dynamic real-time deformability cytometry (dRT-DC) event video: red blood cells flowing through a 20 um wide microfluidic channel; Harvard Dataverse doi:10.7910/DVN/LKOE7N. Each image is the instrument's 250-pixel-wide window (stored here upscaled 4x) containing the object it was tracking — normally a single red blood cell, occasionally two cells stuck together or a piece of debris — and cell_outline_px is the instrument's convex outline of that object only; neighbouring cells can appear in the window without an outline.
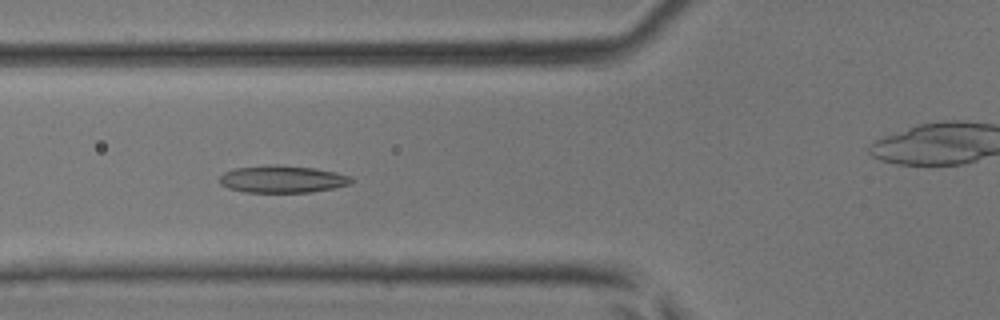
{"species": "common noctule bat (a hibernating species)", "species_latin": "Nyctalus noctula", "temperature_condition": "room temperature", "stored_images_in_passage": 46, "camera_frame_rate_fps": 3000, "um_per_image_px": 0.085, "animal": {"sex": "male", "body_mass_g": 17.9, "forearm_length_mm": 54.2}, "frame": {"image": 1, "passage_image": 17, "time_ms": 5.333, "image_size_px": [1000, 320], "cell_outline_px": [[356, 180], [352, 184], [332, 188], [308, 192], [244, 192], [228, 188], [220, 184], [220, 176], [224, 172], [236, 168], [268, 164], [276, 164], [312, 168], [336, 172], [352, 176]], "centroid_in_image_um": [24.02, 15.22], "position_along_channel_um": 101.8, "area_um2": 21.04}}
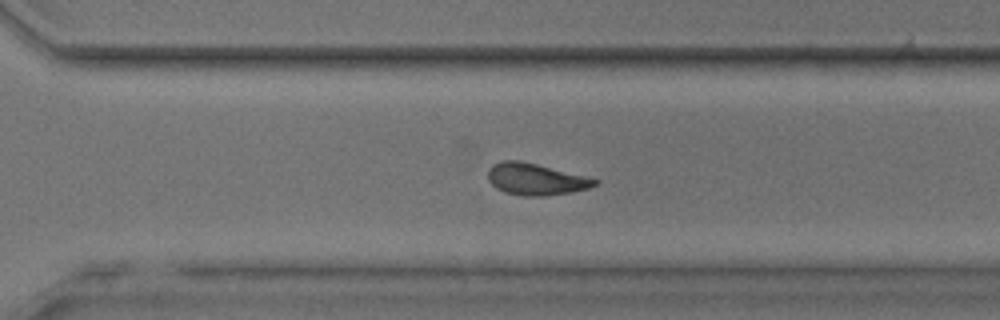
{"frame": {"image": 2, "passage_image": 32, "time_ms": 10.333, "image_size_px": [1000, 320], "cell_outline_px": [[600, 180], [596, 184], [588, 188], [572, 192], [544, 196], [524, 196], [504, 192], [496, 188], [488, 180], [488, 168], [492, 164], [500, 160], [520, 160]], "centroid_in_image_um": [45.48, 15.23], "position_along_channel_um": 325.1, "area_um2": 19.65}}
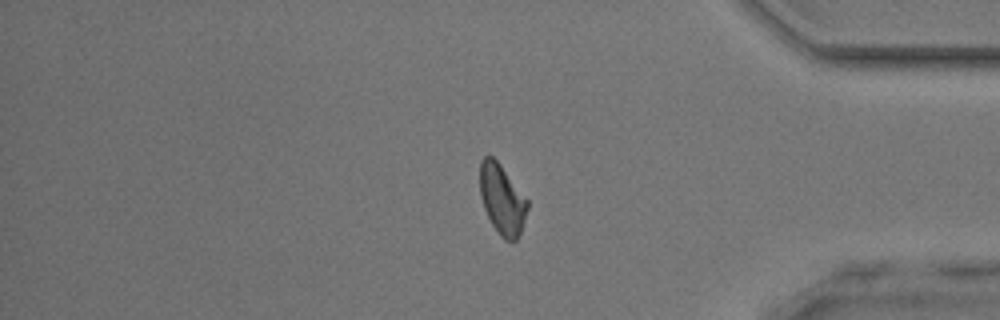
{"frame": {"image": 3, "passage_image": 38, "time_ms": 12.333, "image_size_px": [1000, 320], "cell_outline_px": [[528, 208], [520, 232], [516, 240], [504, 240], [500, 236], [492, 224], [484, 208], [480, 196], [480, 160], [484, 156], [492, 156], [500, 164], [528, 200]], "centroid_in_image_um": [42.66, 16.93], "position_along_channel_um": 392.5, "area_um2": 19.19}}